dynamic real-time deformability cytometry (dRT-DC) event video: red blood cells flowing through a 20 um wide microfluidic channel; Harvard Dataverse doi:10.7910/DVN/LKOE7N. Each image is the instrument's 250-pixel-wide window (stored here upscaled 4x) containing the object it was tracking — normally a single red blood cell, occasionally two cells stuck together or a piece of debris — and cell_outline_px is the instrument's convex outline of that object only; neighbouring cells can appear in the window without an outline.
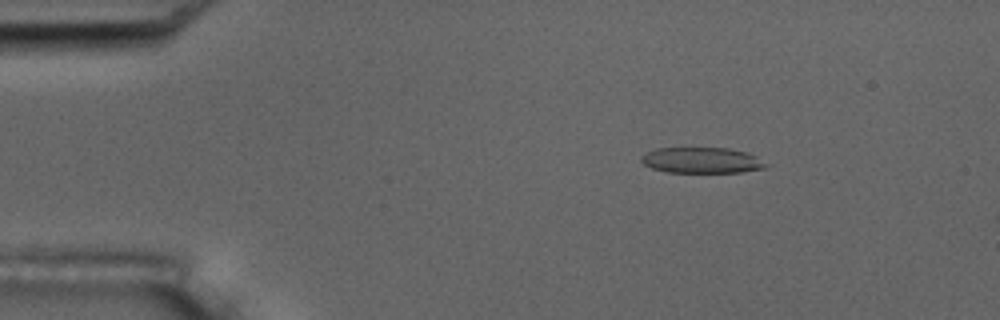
{"species": "common noctule bat (a hibernating species)", "species_latin": "Nyctalus noctula", "temperature_condition": "room temperature", "stored_images_in_passage": 8, "camera_frame_rate_fps": 3000, "um_per_image_px": 0.085, "animal": {"sex": "male", "body_mass_g": 17.5, "forearm_length_mm": 52.3}, "frame": {"image": 1, "passage_image": 2, "time_ms": 0.333, "image_size_px": [1000, 320], "cell_outline_px": [[772, 164], [768, 168], [740, 172], [668, 172], [652, 168], [644, 164], [640, 160], [640, 156], [644, 152], [656, 148], [728, 148], [748, 152]], "centroid_in_image_um": [59.7, 13.62], "position_along_channel_um": 25.3, "area_um2": 19.07}}